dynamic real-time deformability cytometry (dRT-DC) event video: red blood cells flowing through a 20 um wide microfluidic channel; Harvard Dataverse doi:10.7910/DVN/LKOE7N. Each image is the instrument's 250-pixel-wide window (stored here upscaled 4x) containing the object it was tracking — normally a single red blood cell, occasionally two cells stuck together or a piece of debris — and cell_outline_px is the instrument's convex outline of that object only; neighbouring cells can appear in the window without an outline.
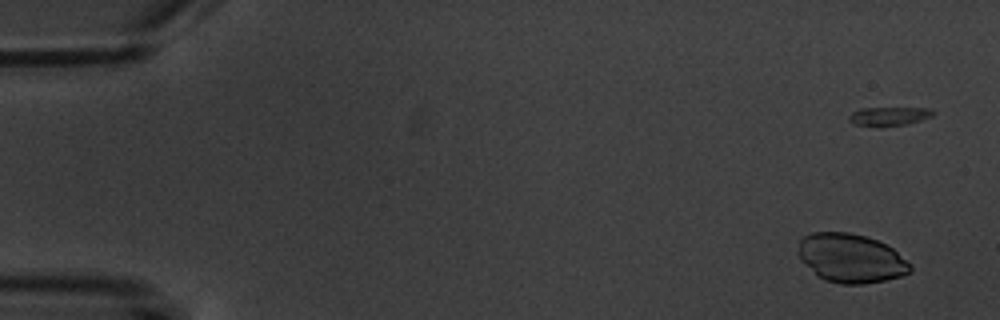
{"species": "common noctule bat (a hibernating species)", "species_latin": "Nyctalus noctula", "temperature_condition": "warm", "stored_images_in_passage": 7, "segment_of_instrument_passage": [1, 2], "camera_frame_rate_fps": 3000, "um_per_image_px": 0.085, "animal": {"sex": "male", "body_mass_g": 20.1, "forearm_length_mm": 53.5}, "frame": {"image": 1, "passage_image": 1, "time_ms": 0.0, "image_size_px": [1000, 320], "cell_outline_px": [[912, 268], [908, 272], [900, 276], [884, 280], [864, 284], [840, 284], [824, 280], [800, 260], [796, 252], [800, 240], [804, 236], [812, 232], [848, 232], [864, 236], [876, 240], [892, 248], [912, 264]], "centroid_in_image_um": [72.29, 21.94], "position_along_channel_um": 12.7, "area_um2": 31.85}}